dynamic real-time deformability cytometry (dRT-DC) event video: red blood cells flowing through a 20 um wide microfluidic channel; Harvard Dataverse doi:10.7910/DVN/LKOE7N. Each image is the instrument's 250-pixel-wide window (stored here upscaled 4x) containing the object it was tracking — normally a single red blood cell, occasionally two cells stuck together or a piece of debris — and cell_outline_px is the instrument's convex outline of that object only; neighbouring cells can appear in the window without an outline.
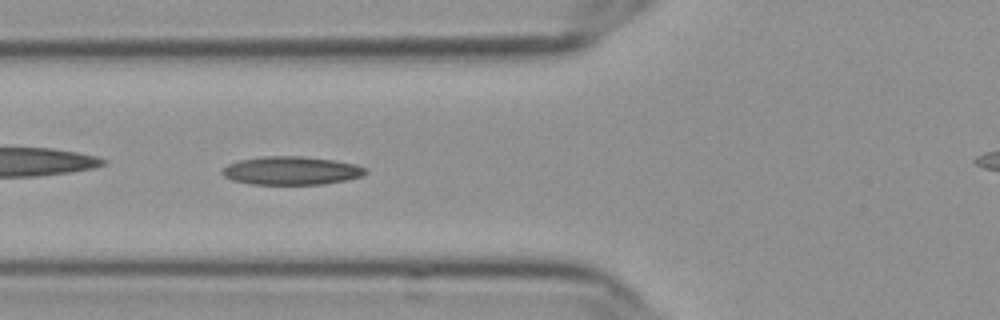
{"species": "Egyptian fruit bat (a non-hibernating species)", "species_latin": "Rousettus aegyptiacus", "temperature_condition": "cold", "stored_images_in_passage": 40, "camera_frame_rate_fps": 3000, "um_per_image_px": 0.085, "frame": {"image": 1, "passage_image": 9, "time_ms": 2.667, "image_size_px": [1000, 320], "cell_outline_px": [[368, 172], [364, 176], [348, 180], [324, 184], [248, 184], [232, 180], [224, 176], [220, 172], [228, 164], [240, 160], [264, 156], [300, 156], [336, 160], [356, 164], [368, 168]], "centroid_in_image_um": [24.82, 14.5], "position_along_channel_um": 101.0, "area_um2": 23.93}}
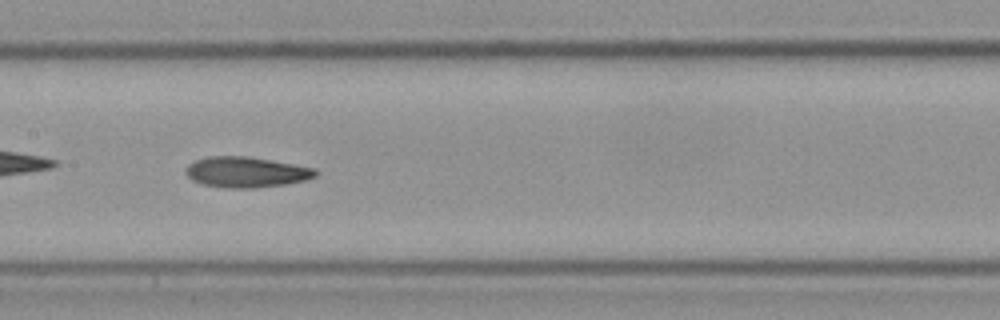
{"frame": {"image": 2, "passage_image": 16, "time_ms": 5.0, "image_size_px": [1000, 320], "cell_outline_px": [[316, 176], [308, 180], [284, 184], [256, 188], [228, 188], [200, 184], [192, 180], [184, 172], [184, 168], [188, 164], [196, 160], [208, 156], [248, 156], [316, 168]], "centroid_in_image_um": [20.9, 14.63], "position_along_channel_um": 186.5, "area_um2": 23.29}}
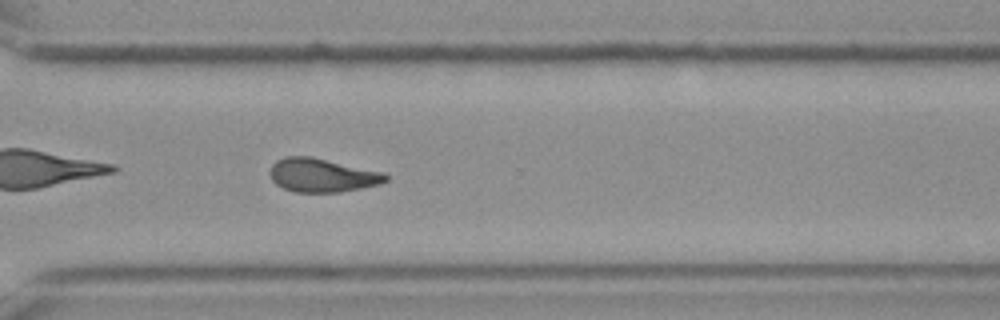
{"frame": {"image": 3, "passage_image": 29, "time_ms": 9.333, "image_size_px": [1000, 320], "cell_outline_px": [[388, 180], [380, 184], [340, 192], [292, 192], [276, 184], [272, 180], [268, 172], [272, 164], [276, 160], [288, 156], [308, 156], [384, 172], [388, 176]], "centroid_in_image_um": [27.35, 14.9], "position_along_channel_um": 343.2, "area_um2": 22.66}, "authors_computed_cell_mechanics": {"area_um2": 22.7732, "velocity_mm_per_s": 3.6252, "shape_relaxation_time_tau1_ms": null, "shape_relaxation_time_tau2_ms": 3.9539, "deformation_change_tau1": null, "deformation_change_tau2": 0.1096}}